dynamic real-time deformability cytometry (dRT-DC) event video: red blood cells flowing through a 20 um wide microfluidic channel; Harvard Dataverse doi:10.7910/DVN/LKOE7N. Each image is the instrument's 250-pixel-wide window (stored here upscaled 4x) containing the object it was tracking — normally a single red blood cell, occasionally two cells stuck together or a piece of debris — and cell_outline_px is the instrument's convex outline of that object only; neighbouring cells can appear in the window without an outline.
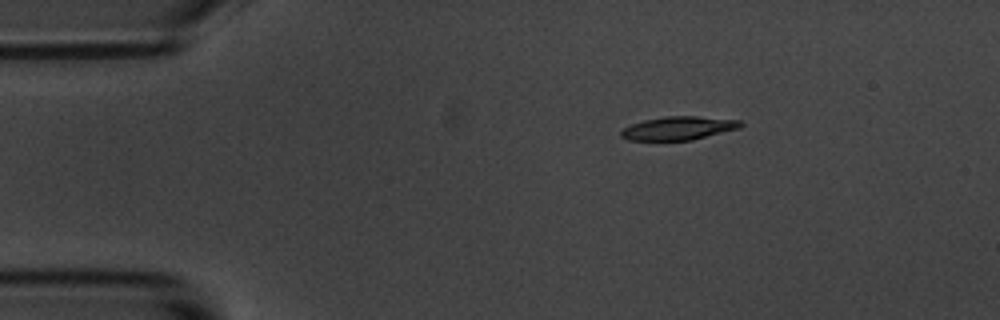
{"species": "common noctule bat (a hibernating species)", "species_latin": "Nyctalus noctula", "temperature_condition": "room temperature", "stored_images_in_passage": 4, "camera_frame_rate_fps": 3000, "um_per_image_px": 0.085, "animal": {"sex": "male", "body_mass_g": 20.1, "forearm_length_mm": 53.5}, "frame": {"image": 1, "passage_image": 2, "time_ms": 2.0, "image_size_px": [1000, 320], "cell_outline_px": [[744, 124], [740, 128], [692, 140], [628, 140], [620, 136], [620, 132], [624, 128], [632, 124], [644, 120], [664, 116], [696, 116], [740, 120]], "centroid_in_image_um": [57.68, 10.89], "position_along_channel_um": 27.3, "area_um2": 16.3}}